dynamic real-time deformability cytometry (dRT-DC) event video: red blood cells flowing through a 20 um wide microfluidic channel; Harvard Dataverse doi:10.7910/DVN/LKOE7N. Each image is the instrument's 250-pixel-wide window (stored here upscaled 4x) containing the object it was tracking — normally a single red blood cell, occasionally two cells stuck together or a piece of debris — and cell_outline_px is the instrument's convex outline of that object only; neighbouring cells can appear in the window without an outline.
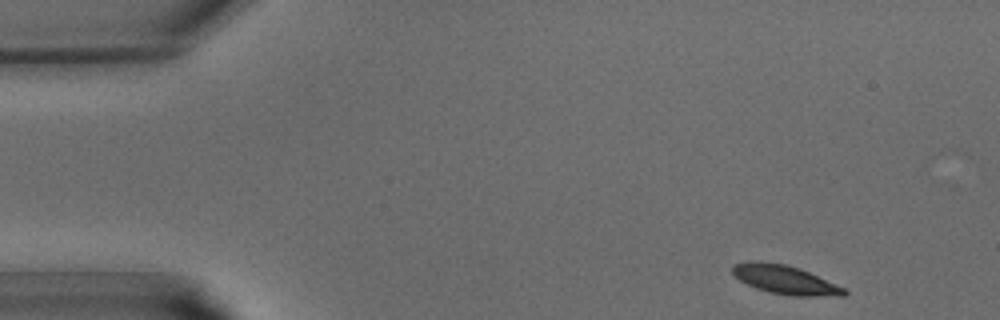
{"species": "common noctule bat (a hibernating species)", "species_latin": "Nyctalus noctula", "temperature_condition": "warm", "stored_images_in_passage": 39, "camera_frame_rate_fps": 3000, "um_per_image_px": 0.085, "animal": {"sex": "male", "body_mass_g": 15.6}, "frame": {"image": 1, "passage_image": 1, "time_ms": 0.0, "image_size_px": [1000, 320], "cell_outline_px": [[848, 292], [844, 296], [792, 296], [772, 292], [756, 288], [740, 280], [732, 272], [732, 264], [748, 260], [760, 260], [784, 264], [800, 268], [844, 288]], "centroid_in_image_um": [66.7, 23.75], "position_along_channel_um": 18.3, "area_um2": 18.73}}
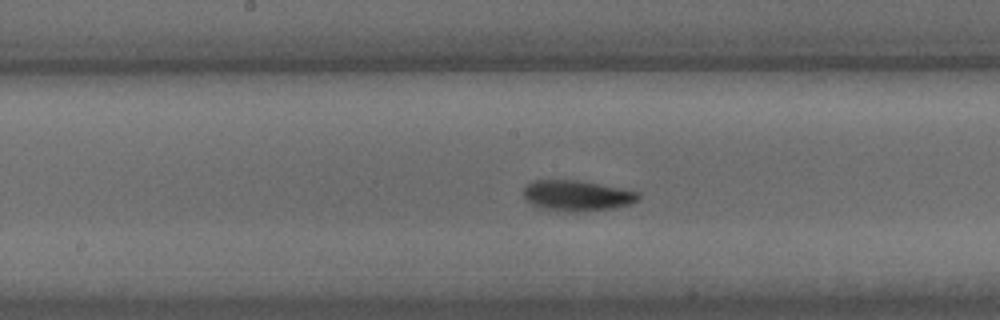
{"frame": {"image": 2, "passage_image": 18, "time_ms": 5.667, "image_size_px": [1000, 320], "cell_outline_px": [[640, 196], [636, 200], [628, 204], [612, 208], [568, 212], [556, 212], [532, 204], [524, 196], [524, 188], [532, 180], [576, 180], [620, 188], [640, 192]], "centroid_in_image_um": [49.01, 16.62], "position_along_channel_um": 199.2, "area_um2": 20.17}}
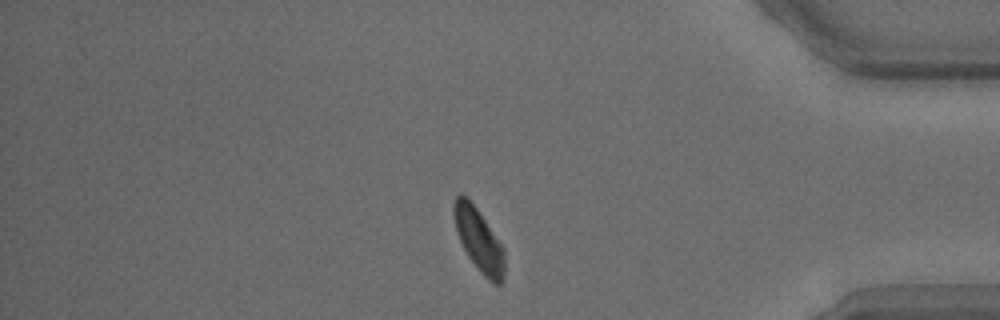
{"frame": {"image": 3, "passage_image": 32, "time_ms": 10.333, "image_size_px": [1000, 320], "cell_outline_px": [[504, 280], [500, 284], [496, 284], [488, 280], [480, 272], [468, 256], [456, 232], [452, 212], [452, 204], [456, 196], [460, 192], [476, 208], [504, 248]], "centroid_in_image_um": [40.68, 20.4], "position_along_channel_um": 394.5, "area_um2": 18.44}}